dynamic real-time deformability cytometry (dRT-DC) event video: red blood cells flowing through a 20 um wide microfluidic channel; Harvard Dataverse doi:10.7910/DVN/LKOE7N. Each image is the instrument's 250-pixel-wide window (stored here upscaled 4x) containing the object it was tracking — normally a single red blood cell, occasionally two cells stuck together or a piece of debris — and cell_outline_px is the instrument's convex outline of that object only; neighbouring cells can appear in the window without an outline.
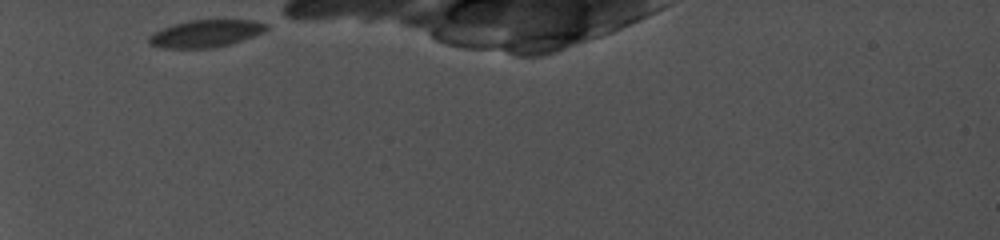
{"species": "common noctule bat (a hibernating species)", "species_latin": "Nyctalus noctula", "temperature_condition": "cold", "stored_images_in_passage": 11, "camera_frame_rate_fps": 5000, "um_per_image_px": 0.085, "animal": {"sex": "female", "body_mass_g": 19.0, "forearm_length_mm": 56.7}, "frame": {"image": 1, "passage_image": 1, "time_ms": 0.0, "image_size_px": [1000, 240], "cell_outline_px": [[268, 28], [264, 32], [216, 48], [160, 48], [148, 44], [148, 36], [152, 32], [172, 24], [188, 20], [256, 20], [268, 24]], "centroid_in_image_um": [17.43, 2.85], "position_along_channel_um": 67.6, "area_um2": 18.84}}